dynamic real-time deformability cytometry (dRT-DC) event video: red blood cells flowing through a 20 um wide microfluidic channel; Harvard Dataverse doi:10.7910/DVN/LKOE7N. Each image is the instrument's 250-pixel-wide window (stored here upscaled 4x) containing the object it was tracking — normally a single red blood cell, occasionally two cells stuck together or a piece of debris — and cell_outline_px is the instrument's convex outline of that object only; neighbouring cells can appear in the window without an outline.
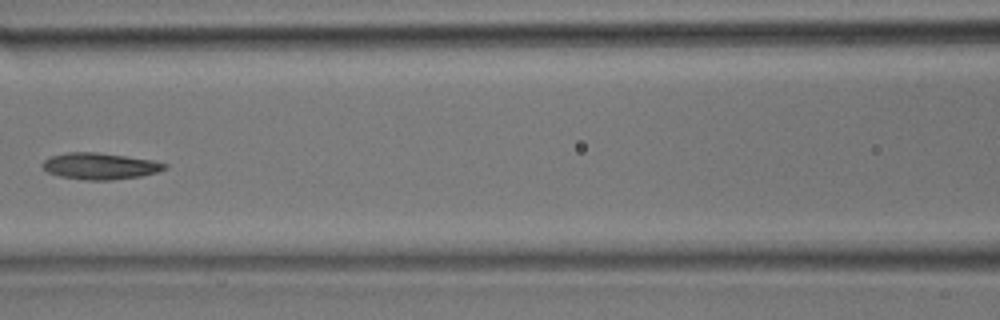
{"species": "common noctule bat (a hibernating species)", "species_latin": "Nyctalus noctula", "temperature_condition": "room temperature", "stored_images_in_passage": 19, "camera_frame_rate_fps": 3000, "um_per_image_px": 0.085, "animal": {"sex": "male", "body_mass_g": 17.9}, "frame": {"image": 1, "passage_image": 14, "time_ms": 4.333, "image_size_px": [1000, 320], "cell_outline_px": [[168, 168], [156, 172], [140, 176], [112, 180], [84, 180], [60, 176], [48, 172], [40, 164], [44, 160], [52, 156], [68, 152], [96, 152], [152, 160], [168, 164]], "centroid_in_image_um": [8.49, 14.12], "position_along_channel_um": 158.1, "area_um2": 18.73}}
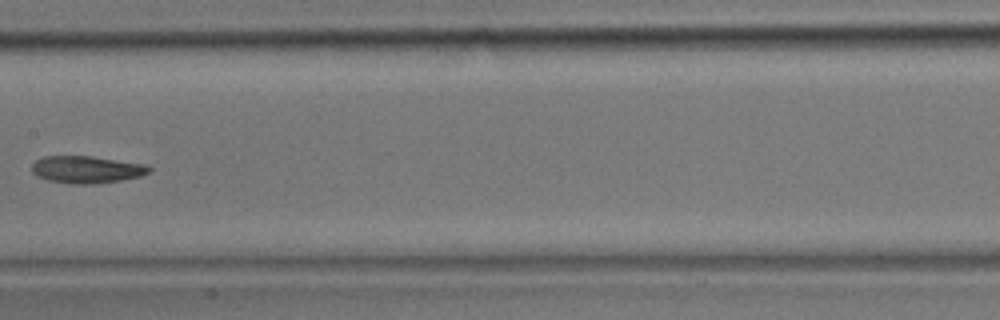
{"frame": {"image": 2, "passage_image": 16, "time_ms": 5.0, "image_size_px": [1000, 320], "cell_outline_px": [[152, 168], [148, 172], [140, 176], [120, 180], [84, 184], [72, 184], [48, 180], [36, 176], [32, 172], [32, 164], [36, 160], [44, 156], [92, 156], [144, 164]], "centroid_in_image_um": [7.32, 14.4], "position_along_channel_um": 200.1, "area_um2": 18.38}}